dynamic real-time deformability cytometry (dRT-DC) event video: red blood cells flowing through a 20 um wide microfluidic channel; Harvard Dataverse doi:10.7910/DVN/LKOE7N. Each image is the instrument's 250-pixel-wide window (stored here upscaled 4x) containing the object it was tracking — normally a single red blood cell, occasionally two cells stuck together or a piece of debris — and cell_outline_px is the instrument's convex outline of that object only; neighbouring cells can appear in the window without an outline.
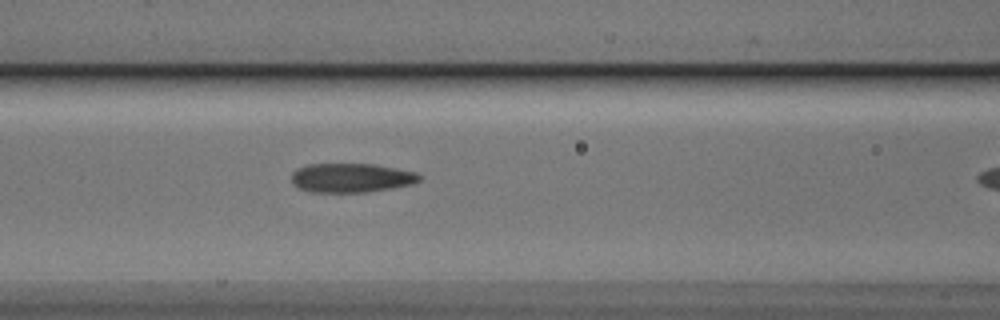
{"species": "Egyptian fruit bat (a non-hibernating species)", "species_latin": "Rousettus aegyptiacus", "temperature_condition": "cold", "stored_images_in_passage": 10, "camera_frame_rate_fps": 3000, "um_per_image_px": 0.085, "animal": {"sex": "male"}, "frame": {"image": 1, "passage_image": 9, "time_ms": 2.667, "image_size_px": [1000, 320], "cell_outline_px": [[424, 176], [420, 180], [412, 184], [392, 188], [364, 192], [308, 192], [292, 184], [292, 172], [296, 168], [308, 164], [372, 164], [396, 168], [416, 172]], "centroid_in_image_um": [29.85, 15.11], "position_along_channel_um": 136.7, "area_um2": 21.85}}